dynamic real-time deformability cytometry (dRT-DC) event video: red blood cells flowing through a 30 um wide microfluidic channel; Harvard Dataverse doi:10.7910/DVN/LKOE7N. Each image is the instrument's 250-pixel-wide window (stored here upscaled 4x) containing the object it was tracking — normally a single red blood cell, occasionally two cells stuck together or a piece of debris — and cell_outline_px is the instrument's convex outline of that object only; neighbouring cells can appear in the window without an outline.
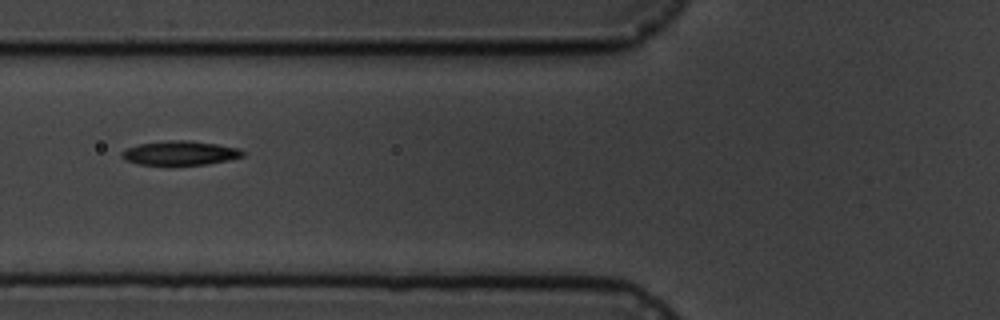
{"species": "common noctule bat (a hibernating species)", "species_latin": "Nyctalus noctula", "temperature_condition": "cold", "stored_images_in_passage": 11, "camera_frame_rate_fps": 3000, "um_per_image_px": 0.085, "animal": {"sex": "male", "body_mass_g": 19.5, "forearm_length_mm": 54.6}, "frame": {"image": 1, "passage_image": 7, "time_ms": 8.0, "image_size_px": [1000, 320], "cell_outline_px": [[248, 152], [244, 156], [228, 160], [208, 164], [140, 164], [124, 160], [120, 156], [120, 152], [128, 148], [140, 144], [168, 140], [188, 140], [216, 144], [240, 148]], "centroid_in_image_um": [15.35, 13.0], "position_along_channel_um": 110.4, "area_um2": 16.99}}
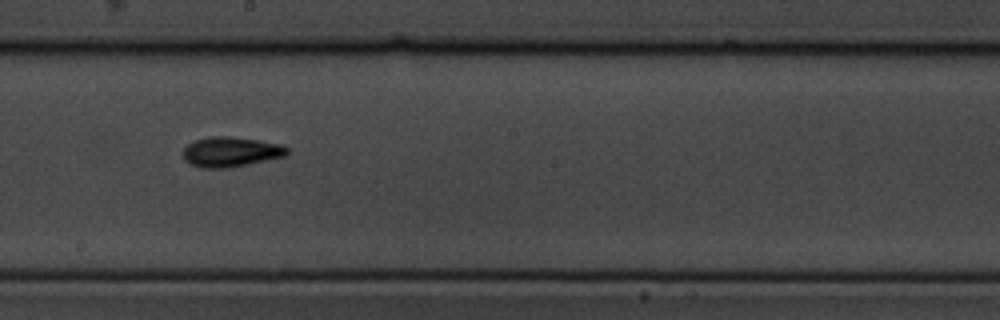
{"frame": {"image": 2, "passage_image": 10, "time_ms": 11.333, "image_size_px": [1000, 320], "cell_outline_px": [[288, 156], [248, 164], [224, 168], [204, 168], [192, 164], [184, 160], [184, 148], [188, 144], [196, 140], [208, 136], [228, 136], [256, 140], [276, 144], [288, 148]], "centroid_in_image_um": [19.61, 12.91], "position_along_channel_um": 228.6, "area_um2": 17.92}}
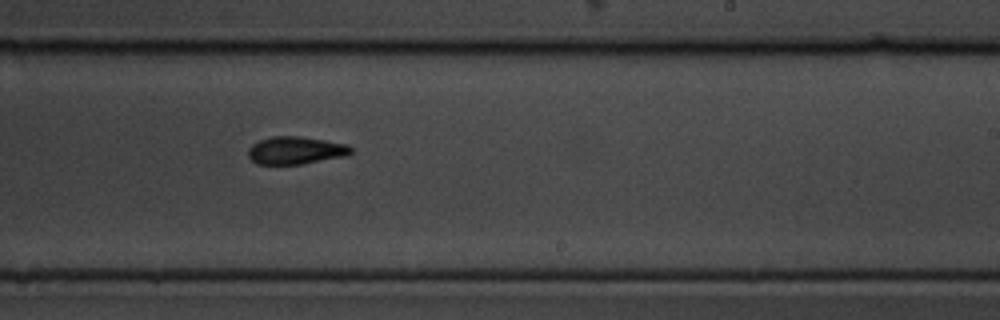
{"frame": {"image": 3, "passage_image": 11, "time_ms": 12.333, "image_size_px": [1000, 320], "cell_outline_px": [[352, 152], [344, 156], [300, 164], [256, 164], [248, 156], [248, 148], [252, 144], [260, 140], [272, 136], [300, 136], [348, 144], [352, 148]], "centroid_in_image_um": [25.11, 12.77], "position_along_channel_um": 263.9, "area_um2": 16.47}}